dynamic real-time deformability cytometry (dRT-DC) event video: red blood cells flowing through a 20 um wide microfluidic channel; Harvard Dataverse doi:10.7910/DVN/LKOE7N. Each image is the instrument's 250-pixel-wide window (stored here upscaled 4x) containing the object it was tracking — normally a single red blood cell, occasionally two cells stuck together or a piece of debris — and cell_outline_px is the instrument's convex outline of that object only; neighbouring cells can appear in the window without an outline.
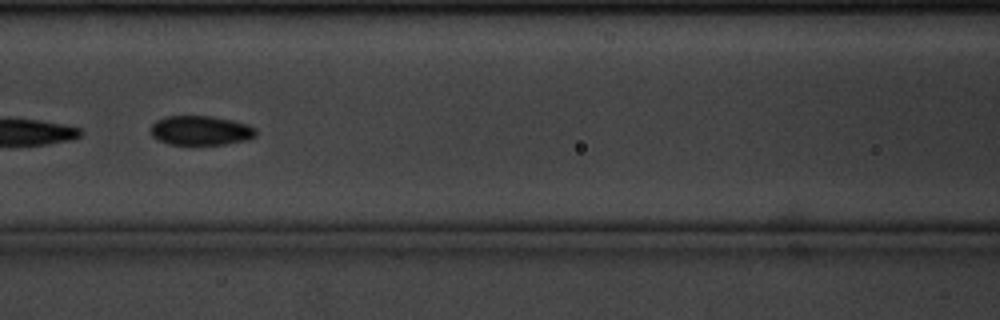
{"species": "common noctule bat (a hibernating species)", "species_latin": "Nyctalus noctula", "temperature_condition": "cold", "stored_images_in_passage": 10, "camera_frame_rate_fps": 3000, "um_per_image_px": 0.085, "animal": {"sex": "male", "body_mass_g": 20.1, "forearm_length_mm": 53.5}, "frame": {"image": 1, "passage_image": 6, "time_ms": 1.667, "image_size_px": [1000, 320], "cell_outline_px": [[256, 136], [248, 140], [224, 144], [168, 144], [156, 140], [152, 136], [152, 124], [156, 120], [164, 116], [212, 116], [232, 120], [248, 124], [256, 128]], "centroid_in_image_um": [17.07, 11.09], "position_along_channel_um": 149.5, "area_um2": 18.15}}